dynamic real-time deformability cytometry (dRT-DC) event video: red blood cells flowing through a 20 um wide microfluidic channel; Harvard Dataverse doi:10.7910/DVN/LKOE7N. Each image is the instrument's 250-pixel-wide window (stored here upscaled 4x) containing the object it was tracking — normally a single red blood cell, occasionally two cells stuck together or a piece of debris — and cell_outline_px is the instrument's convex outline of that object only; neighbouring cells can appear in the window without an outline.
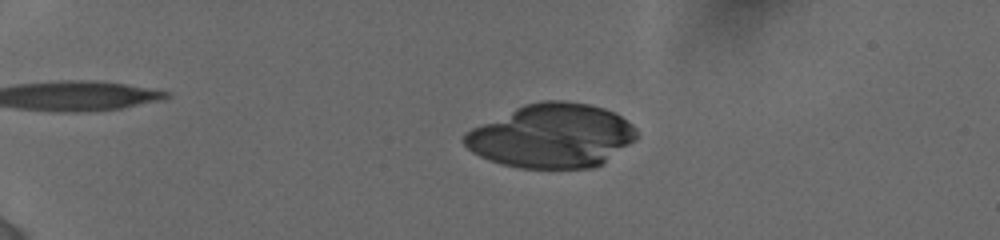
{"species": "human", "species_latin": "Homo sapiens", "temperature_condition": "cold", "stored_images_in_passage": 30, "camera_frame_rate_fps": 3000, "um_per_image_px": 0.085, "donor": {"sex": "female"}, "frame": {"image": 1, "passage_image": 14, "time_ms": 4.0, "image_size_px": [1000, 240], "cell_outline_px": [[636, 140], [600, 164], [592, 168], [520, 168], [500, 164], [488, 160], [472, 152], [464, 144], [464, 132], [472, 128], [524, 104], [544, 100], [564, 100], [588, 104], [604, 108], [620, 116], [632, 124], [636, 128]], "centroid_in_image_um": [46.89, 11.55], "position_along_channel_um": 38.1, "area_um2": 63.93}}